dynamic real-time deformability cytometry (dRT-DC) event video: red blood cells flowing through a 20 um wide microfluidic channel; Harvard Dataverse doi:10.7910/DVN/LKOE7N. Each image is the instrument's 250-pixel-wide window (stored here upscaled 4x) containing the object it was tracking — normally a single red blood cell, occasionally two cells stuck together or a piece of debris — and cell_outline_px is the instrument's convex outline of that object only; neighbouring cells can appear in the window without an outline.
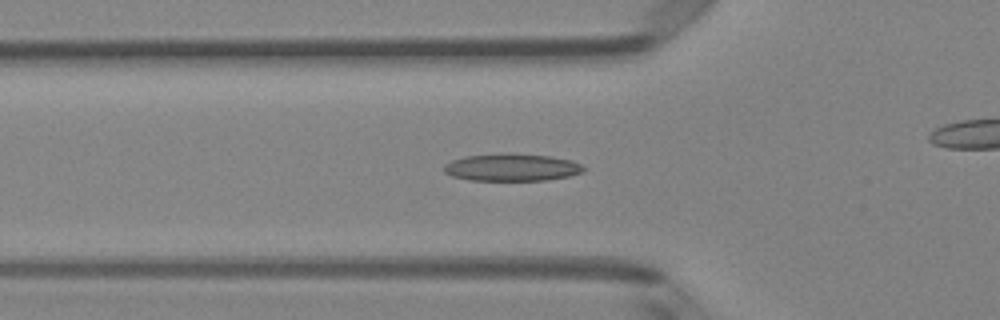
{"species": "Egyptian fruit bat (a non-hibernating species)", "species_latin": "Rousettus aegyptiacus", "temperature_condition": "room temperature", "stored_images_in_passage": 50, "camera_frame_rate_fps": 3000, "um_per_image_px": 0.085, "animal": {"sex": "female"}, "frame": {"image": 1, "passage_image": 17, "time_ms": 5.333, "image_size_px": [1000, 320], "cell_outline_px": [[584, 172], [568, 176], [544, 180], [468, 180], [452, 176], [444, 172], [444, 164], [452, 160], [464, 156], [504, 152], [548, 156], [572, 160], [580, 164], [584, 168]], "centroid_in_image_um": [43.46, 14.21], "position_along_channel_um": 82.3, "area_um2": 22.37}}
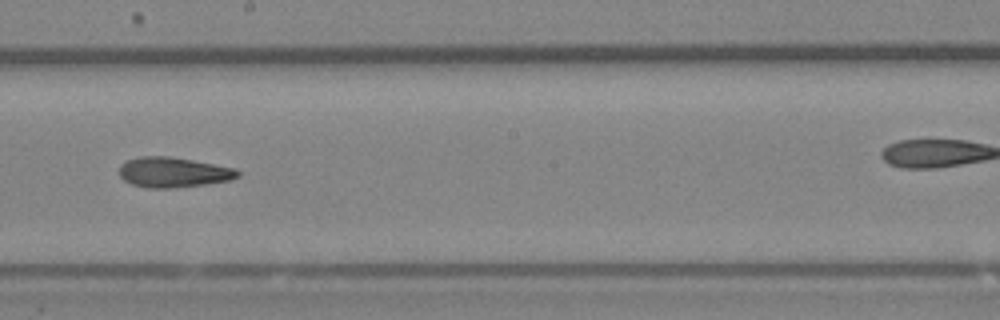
{"frame": {"image": 2, "passage_image": 28, "time_ms": 9.0, "image_size_px": [1000, 320], "cell_outline_px": [[240, 176], [232, 180], [204, 184], [172, 188], [148, 188], [132, 184], [124, 180], [120, 176], [120, 164], [128, 160], [140, 156], [168, 156], [192, 160], [236, 168], [240, 172]], "centroid_in_image_um": [14.75, 14.64], "position_along_channel_um": 233.4, "area_um2": 20.81}}
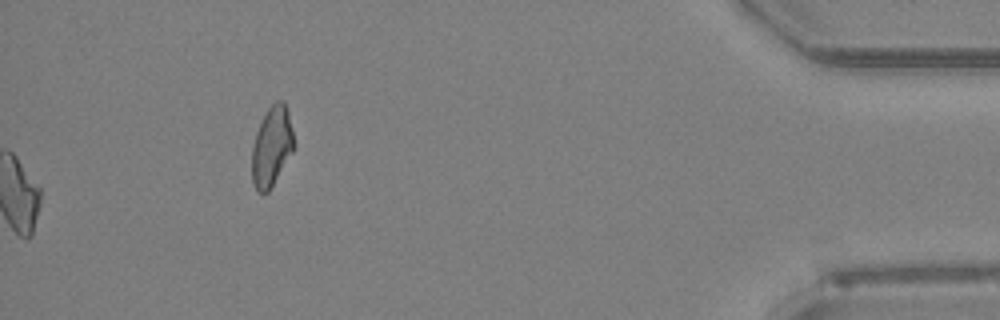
{"frame": {"image": 3, "passage_image": 50, "time_ms": 16.333, "image_size_px": [1000, 320], "cell_outline_px": [[292, 152], [268, 192], [256, 192], [252, 184], [252, 148], [256, 132], [268, 108], [276, 100], [284, 100], [288, 112], [292, 128]], "centroid_in_image_um": [23.07, 12.45], "position_along_channel_um": 412.1, "area_um2": 19.13}, "authors_computed_cell_mechanics": {"area_um2": 20.7791, "velocity_mm_per_s": 4.1314, "shape_relaxation_time_tau1_ms": 5.4092, "shape_relaxation_time_tau2_ms": 3.2543, "deformation_change_tau1": 0.1521, "deformation_change_tau2": 0.1057}}